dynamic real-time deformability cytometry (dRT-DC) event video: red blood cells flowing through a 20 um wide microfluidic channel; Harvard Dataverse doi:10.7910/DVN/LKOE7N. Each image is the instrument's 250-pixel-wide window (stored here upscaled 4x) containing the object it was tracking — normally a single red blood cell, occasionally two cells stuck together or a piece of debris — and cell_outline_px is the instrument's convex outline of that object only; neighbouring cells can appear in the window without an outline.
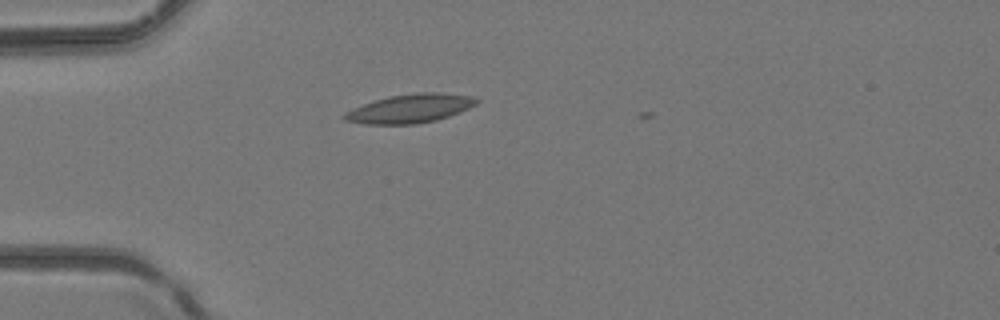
{"species": "common noctule bat (a hibernating species)", "species_latin": "Nyctalus noctula", "temperature_condition": "room temperature", "stored_images_in_passage": 3, "camera_frame_rate_fps": 3000, "um_per_image_px": 0.085, "animal": {"sex": "female", "body_mass_g": 24.6, "forearm_length_mm": 56.2}, "frame": {"image": 1, "passage_image": 3, "time_ms": 0.667, "image_size_px": [1000, 320], "cell_outline_px": [[480, 100], [476, 104], [460, 112], [436, 120], [416, 124], [364, 124], [344, 120], [340, 116], [344, 112], [352, 108], [388, 96], [420, 92], [440, 92], [472, 96]], "centroid_in_image_um": [34.83, 9.22], "position_along_channel_um": 50.2, "area_um2": 22.2}}